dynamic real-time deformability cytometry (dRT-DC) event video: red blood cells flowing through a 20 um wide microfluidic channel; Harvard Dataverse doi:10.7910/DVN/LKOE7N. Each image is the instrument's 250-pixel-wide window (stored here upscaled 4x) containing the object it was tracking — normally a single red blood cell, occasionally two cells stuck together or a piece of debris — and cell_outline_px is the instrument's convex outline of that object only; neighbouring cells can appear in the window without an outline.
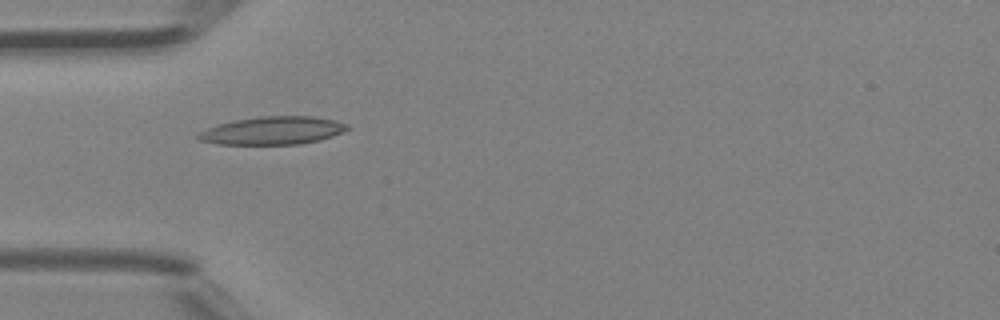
{"species": "Egyptian fruit bat (a non-hibernating species)", "species_latin": "Rousettus aegyptiacus", "temperature_condition": "room temperature", "stored_images_in_passage": 4, "camera_frame_rate_fps": 3000, "um_per_image_px": 0.085, "animal": {"sex": "female"}, "frame": {"image": 1, "passage_image": 3, "time_ms": 0.667, "image_size_px": [1000, 320], "cell_outline_px": [[348, 128], [332, 136], [320, 140], [300, 144], [216, 144], [200, 140], [196, 136], [196, 132], [220, 124], [236, 120], [260, 116], [312, 116], [332, 120], [348, 124]], "centroid_in_image_um": [23.14, 11.1], "position_along_channel_um": 61.9, "area_um2": 24.04}}
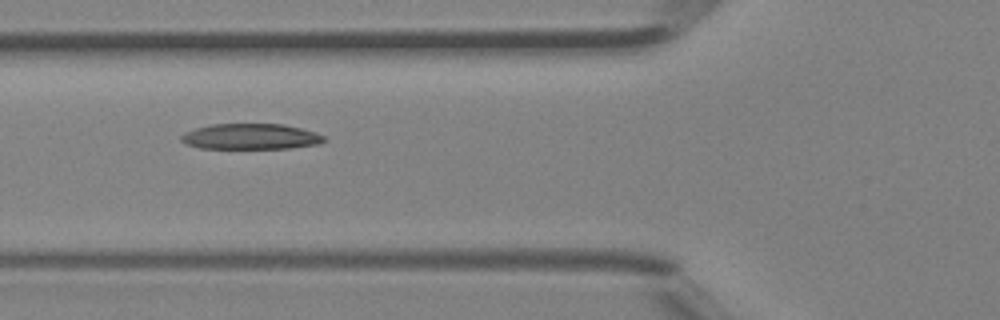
{"frame": {"image": 2, "passage_image": 4, "time_ms": 1.0, "image_size_px": [1000, 320], "cell_outline_px": [[328, 140], [316, 144], [288, 148], [200, 148], [188, 144], [180, 140], [180, 136], [184, 132], [196, 128], [212, 124], [284, 124], [316, 132], [324, 136]], "centroid_in_image_um": [21.31, 11.6], "position_along_channel_um": 104.5, "area_um2": 21.27}}